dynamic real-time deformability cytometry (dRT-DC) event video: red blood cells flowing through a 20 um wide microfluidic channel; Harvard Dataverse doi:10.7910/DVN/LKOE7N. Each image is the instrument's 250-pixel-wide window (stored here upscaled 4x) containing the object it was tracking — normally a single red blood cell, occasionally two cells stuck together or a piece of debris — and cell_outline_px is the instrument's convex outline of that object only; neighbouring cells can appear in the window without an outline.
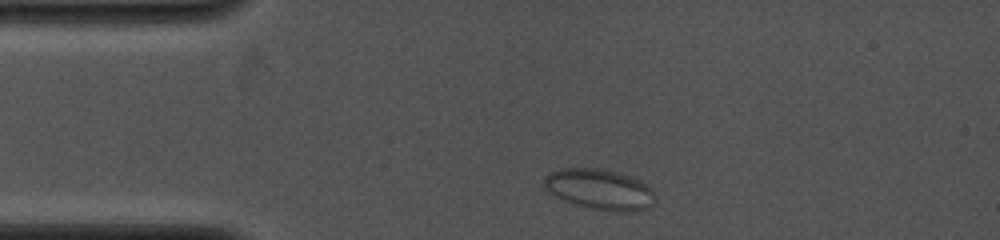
{"species": "common noctule bat (a hibernating species)", "species_latin": "Nyctalus noctula", "temperature_condition": "cold", "stored_images_in_passage": 2, "camera_frame_rate_fps": 4000, "um_per_image_px": 0.085, "animal": {"sex": "female", "body_mass_g": 19.0, "forearm_length_mm": 53.3}, "frame": {"image": 1, "passage_image": 1, "time_ms": 0.0, "image_size_px": [1000, 240], "cell_outline_px": [[652, 204], [644, 208], [628, 212], [616, 212], [592, 208], [576, 204], [564, 200], [548, 192], [544, 184], [544, 176], [560, 168], [600, 168], [616, 172], [640, 180], [648, 184], [652, 188]], "centroid_in_image_um": [50.94, 16.08], "position_along_channel_um": 34.1, "area_um2": 25.89}}